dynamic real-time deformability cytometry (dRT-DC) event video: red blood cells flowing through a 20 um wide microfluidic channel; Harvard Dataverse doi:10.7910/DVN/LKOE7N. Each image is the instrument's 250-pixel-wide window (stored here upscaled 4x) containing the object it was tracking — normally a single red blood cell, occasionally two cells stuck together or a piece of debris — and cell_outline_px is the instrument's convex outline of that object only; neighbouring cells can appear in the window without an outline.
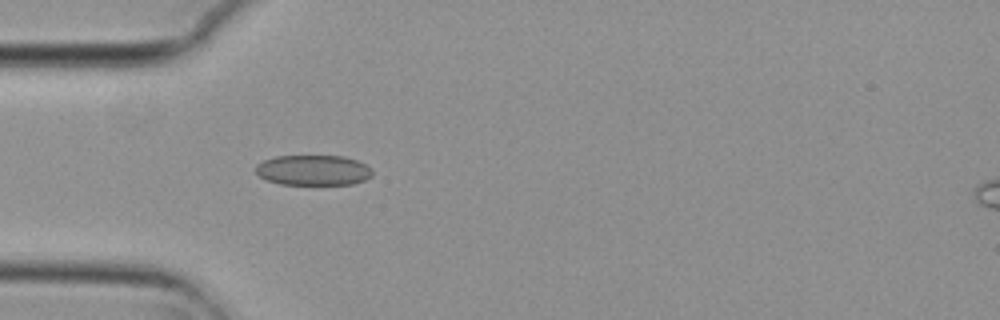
{"species": "common noctule bat (a hibernating species)", "species_latin": "Nyctalus noctula", "temperature_condition": "cold", "stored_images_in_passage": 5, "camera_frame_rate_fps": 3000, "um_per_image_px": 0.085, "animal": {"sex": "female", "body_mass_g": 29.2, "forearm_length_mm": 56.3}, "frame": {"image": 1, "passage_image": 5, "time_ms": 1.333, "image_size_px": [1000, 320], "cell_outline_px": [[372, 176], [364, 180], [352, 184], [280, 184], [268, 180], [260, 176], [256, 172], [256, 164], [264, 160], [276, 156], [344, 156], [356, 160], [372, 168]], "centroid_in_image_um": [26.64, 14.46], "position_along_channel_um": 58.4, "area_um2": 20.52}}